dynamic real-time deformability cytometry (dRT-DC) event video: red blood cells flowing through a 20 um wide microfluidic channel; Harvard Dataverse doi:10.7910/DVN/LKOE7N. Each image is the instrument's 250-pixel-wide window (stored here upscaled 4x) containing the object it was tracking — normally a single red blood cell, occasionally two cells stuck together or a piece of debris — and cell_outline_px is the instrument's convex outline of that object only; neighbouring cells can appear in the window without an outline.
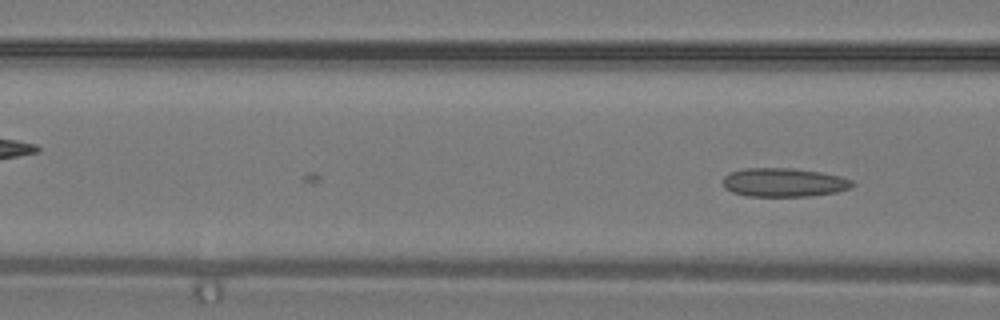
{"species": "common noctule bat (a hibernating species)", "species_latin": "Nyctalus noctula", "temperature_condition": "warm", "stored_images_in_passage": 4, "camera_frame_rate_fps": 3000, "um_per_image_px": 0.085, "animal": {"sex": "male", "body_mass_g": 19.2, "forearm_length_mm": 51.8}, "frame": {"image": 1, "passage_image": 4, "time_ms": 1.0, "image_size_px": [1000, 320], "cell_outline_px": [[856, 184], [848, 188], [836, 192], [808, 196], [748, 196], [732, 192], [724, 188], [724, 176], [728, 172], [744, 168], [792, 168], [820, 172], [840, 176], [852, 180]], "centroid_in_image_um": [66.6, 15.5], "position_along_channel_um": 100.0, "area_um2": 21.68}}